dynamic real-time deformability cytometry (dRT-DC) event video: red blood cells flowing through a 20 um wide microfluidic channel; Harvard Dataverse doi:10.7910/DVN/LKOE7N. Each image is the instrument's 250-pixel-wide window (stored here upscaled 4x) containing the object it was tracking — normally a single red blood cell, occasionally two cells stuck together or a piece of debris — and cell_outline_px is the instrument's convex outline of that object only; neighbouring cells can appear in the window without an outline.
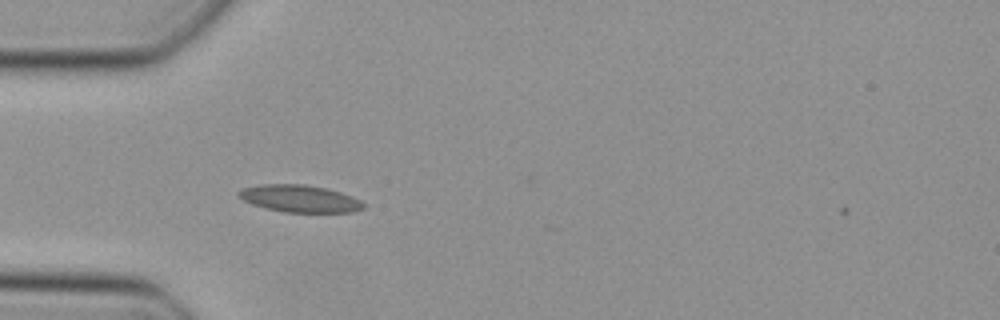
{"species": "Egyptian fruit bat (a non-hibernating species)", "species_latin": "Rousettus aegyptiacus", "temperature_condition": "cold", "stored_images_in_passage": 12, "camera_frame_rate_fps": 3000, "um_per_image_px": 0.085, "animal": {"sex": "female"}, "frame": {"image": 1, "passage_image": 2, "time_ms": 0.333, "image_size_px": [1000, 320], "cell_outline_px": [[364, 208], [352, 212], [284, 212], [264, 208], [252, 204], [244, 200], [236, 192], [244, 188], [260, 184], [304, 184], [328, 188], [352, 196], [360, 200], [364, 204]], "centroid_in_image_um": [25.48, 16.88], "position_along_channel_um": 59.5, "area_um2": 19.77}}
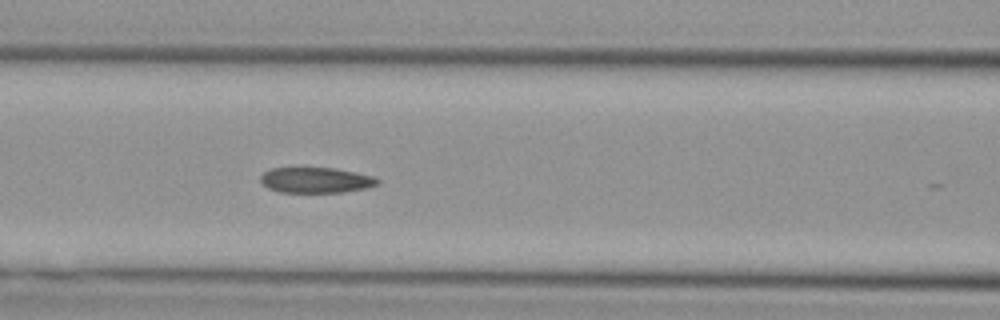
{"frame": {"image": 2, "passage_image": 8, "time_ms": 2.333, "image_size_px": [1000, 320], "cell_outline_px": [[380, 180], [376, 184], [364, 188], [340, 192], [280, 192], [268, 188], [260, 180], [260, 176], [264, 172], [272, 168], [336, 168], [372, 176]], "centroid_in_image_um": [26.81, 15.3], "position_along_channel_um": 139.8, "area_um2": 17.11}}
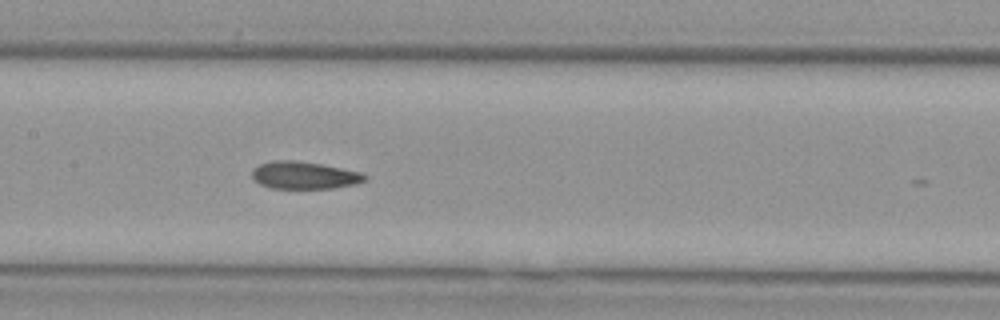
{"frame": {"image": 3, "passage_image": 11, "time_ms": 3.333, "image_size_px": [1000, 320], "cell_outline_px": [[368, 180], [356, 184], [332, 188], [272, 188], [260, 184], [252, 176], [252, 168], [260, 164], [276, 160], [296, 160], [320, 164], [360, 172], [368, 176]], "centroid_in_image_um": [25.88, 14.9], "position_along_channel_um": 181.5, "area_um2": 17.92}}